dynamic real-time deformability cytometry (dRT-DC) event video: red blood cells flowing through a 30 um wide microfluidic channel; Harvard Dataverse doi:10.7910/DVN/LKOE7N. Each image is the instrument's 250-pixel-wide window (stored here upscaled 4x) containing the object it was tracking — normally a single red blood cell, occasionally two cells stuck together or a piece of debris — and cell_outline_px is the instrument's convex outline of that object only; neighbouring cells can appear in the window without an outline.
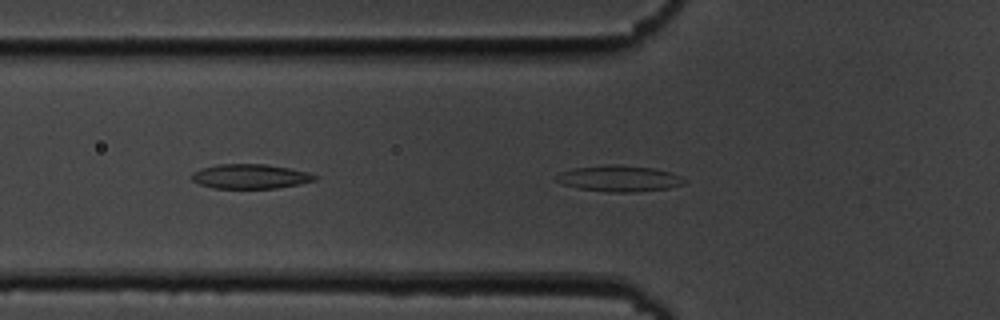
{"species": "common noctule bat (a hibernating species)", "species_latin": "Nyctalus noctula", "temperature_condition": "cold", "stored_images_in_passage": 41, "camera_frame_rate_fps": 3000, "um_per_image_px": 0.085, "animal": {"sex": "male", "body_mass_g": 19.5, "forearm_length_mm": 54.6}, "frame": {"image": 1, "passage_image": 5, "time_ms": 1.333, "image_size_px": [1000, 320], "cell_outline_px": [[688, 180], [684, 184], [668, 188], [632, 192], [608, 192], [580, 188], [564, 184], [556, 180], [556, 176], [560, 172], [576, 168], [608, 164], [620, 164], [656, 168], [672, 172]], "centroid_in_image_um": [52.7, 15.16], "position_along_channel_um": 73.1, "area_um2": 19.48}}
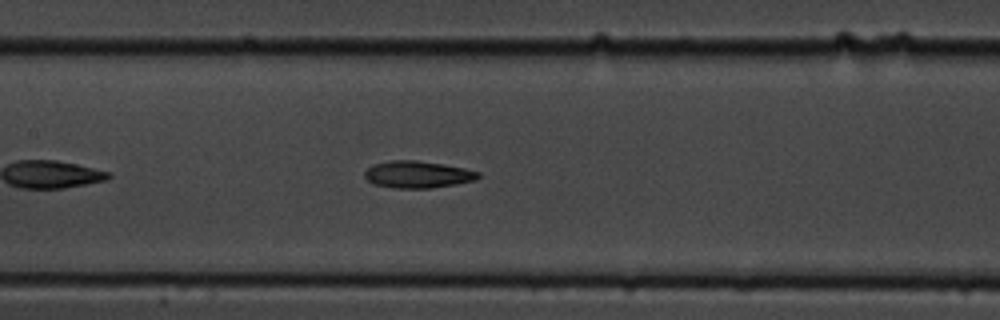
{"frame": {"image": 2, "passage_image": 13, "time_ms": 4.0, "image_size_px": [1000, 320], "cell_outline_px": [[480, 176], [476, 180], [456, 184], [432, 188], [392, 188], [372, 184], [364, 176], [364, 172], [372, 164], [392, 160], [416, 160], [444, 164], [464, 168], [480, 172]], "centroid_in_image_um": [35.49, 14.83], "position_along_channel_um": 171.9, "area_um2": 18.03}}
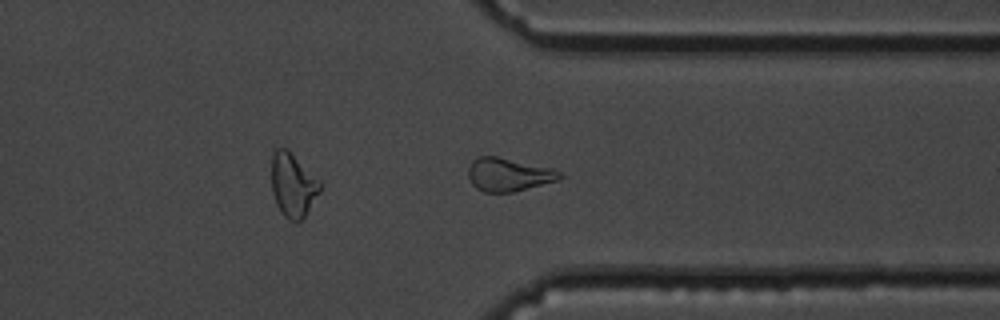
{"frame": {"image": 3, "passage_image": 29, "time_ms": 9.333, "image_size_px": [1000, 320], "cell_outline_px": [[564, 176], [560, 180], [512, 192], [484, 192], [476, 188], [472, 184], [468, 176], [468, 168], [472, 160], [476, 156], [496, 156], [552, 168], [564, 172]], "centroid_in_image_um": [43.25, 14.83], "position_along_channel_um": 368.2, "area_um2": 17.92}, "authors_computed_cell_mechanics": {"area_um2": 17.918, "velocity_mm_per_s": 3.689, "shape_relaxation_time_tau1_ms": 7.546, "shape_relaxation_time_tau2_ms": 4.8798, "deformation_change_tau1": 0.1828, "deformation_change_tau2": 0.1351}}